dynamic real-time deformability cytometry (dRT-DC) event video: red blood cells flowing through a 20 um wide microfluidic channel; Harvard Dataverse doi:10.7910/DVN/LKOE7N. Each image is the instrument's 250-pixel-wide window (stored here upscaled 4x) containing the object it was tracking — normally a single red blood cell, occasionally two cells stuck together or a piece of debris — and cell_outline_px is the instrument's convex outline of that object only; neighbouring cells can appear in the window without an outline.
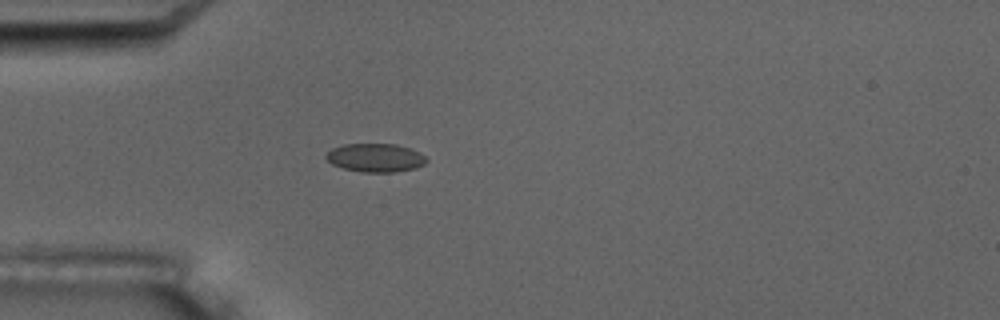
{"species": "common noctule bat (a hibernating species)", "species_latin": "Nyctalus noctula", "temperature_condition": "room temperature", "stored_images_in_passage": 6, "camera_frame_rate_fps": 3000, "um_per_image_px": 0.085, "animal": {"sex": "male", "body_mass_g": 17.5, "forearm_length_mm": 52.3}, "frame": {"image": 1, "passage_image": 5, "time_ms": 5.0, "image_size_px": [1000, 320], "cell_outline_px": [[428, 160], [424, 164], [416, 168], [396, 172], [360, 172], [344, 168], [332, 164], [324, 156], [332, 148], [344, 144], [396, 144], [412, 148], [420, 152]], "centroid_in_image_um": [31.93, 13.4], "position_along_channel_um": 53.1, "area_um2": 16.76}}